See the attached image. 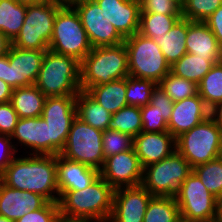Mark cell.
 Listing matches in <instances>:
<instances>
[{
  "mask_svg": "<svg viewBox=\"0 0 222 222\" xmlns=\"http://www.w3.org/2000/svg\"><path fill=\"white\" fill-rule=\"evenodd\" d=\"M0 180L11 188L39 194L48 202H58L60 197L57 155L16 156L5 168Z\"/></svg>",
  "mask_w": 222,
  "mask_h": 222,
  "instance_id": "cell-1",
  "label": "cell"
},
{
  "mask_svg": "<svg viewBox=\"0 0 222 222\" xmlns=\"http://www.w3.org/2000/svg\"><path fill=\"white\" fill-rule=\"evenodd\" d=\"M114 191L101 176L84 189L65 191L58 200L60 217L108 222L113 209Z\"/></svg>",
  "mask_w": 222,
  "mask_h": 222,
  "instance_id": "cell-2",
  "label": "cell"
},
{
  "mask_svg": "<svg viewBox=\"0 0 222 222\" xmlns=\"http://www.w3.org/2000/svg\"><path fill=\"white\" fill-rule=\"evenodd\" d=\"M129 76L128 54L124 43L95 47L80 62V87L87 91Z\"/></svg>",
  "mask_w": 222,
  "mask_h": 222,
  "instance_id": "cell-3",
  "label": "cell"
},
{
  "mask_svg": "<svg viewBox=\"0 0 222 222\" xmlns=\"http://www.w3.org/2000/svg\"><path fill=\"white\" fill-rule=\"evenodd\" d=\"M34 85L46 97L77 95L81 91L80 62L48 49Z\"/></svg>",
  "mask_w": 222,
  "mask_h": 222,
  "instance_id": "cell-4",
  "label": "cell"
},
{
  "mask_svg": "<svg viewBox=\"0 0 222 222\" xmlns=\"http://www.w3.org/2000/svg\"><path fill=\"white\" fill-rule=\"evenodd\" d=\"M49 49L81 62L92 46L82 25L80 16L72 5H62L54 19Z\"/></svg>",
  "mask_w": 222,
  "mask_h": 222,
  "instance_id": "cell-5",
  "label": "cell"
},
{
  "mask_svg": "<svg viewBox=\"0 0 222 222\" xmlns=\"http://www.w3.org/2000/svg\"><path fill=\"white\" fill-rule=\"evenodd\" d=\"M176 150L193 169L221 156L222 131L209 116L176 138Z\"/></svg>",
  "mask_w": 222,
  "mask_h": 222,
  "instance_id": "cell-6",
  "label": "cell"
},
{
  "mask_svg": "<svg viewBox=\"0 0 222 222\" xmlns=\"http://www.w3.org/2000/svg\"><path fill=\"white\" fill-rule=\"evenodd\" d=\"M124 44L128 54L129 76L153 80L158 84L170 72L171 66L160 46L151 38L135 33L125 38Z\"/></svg>",
  "mask_w": 222,
  "mask_h": 222,
  "instance_id": "cell-7",
  "label": "cell"
},
{
  "mask_svg": "<svg viewBox=\"0 0 222 222\" xmlns=\"http://www.w3.org/2000/svg\"><path fill=\"white\" fill-rule=\"evenodd\" d=\"M62 5L58 1L27 4L24 23L19 34L12 41V46L47 51L53 32L54 19Z\"/></svg>",
  "mask_w": 222,
  "mask_h": 222,
  "instance_id": "cell-8",
  "label": "cell"
},
{
  "mask_svg": "<svg viewBox=\"0 0 222 222\" xmlns=\"http://www.w3.org/2000/svg\"><path fill=\"white\" fill-rule=\"evenodd\" d=\"M191 172L188 161L175 150L163 160L144 167L141 185L153 196L175 197Z\"/></svg>",
  "mask_w": 222,
  "mask_h": 222,
  "instance_id": "cell-9",
  "label": "cell"
},
{
  "mask_svg": "<svg viewBox=\"0 0 222 222\" xmlns=\"http://www.w3.org/2000/svg\"><path fill=\"white\" fill-rule=\"evenodd\" d=\"M103 131L75 118L60 155L100 170L104 164Z\"/></svg>",
  "mask_w": 222,
  "mask_h": 222,
  "instance_id": "cell-10",
  "label": "cell"
},
{
  "mask_svg": "<svg viewBox=\"0 0 222 222\" xmlns=\"http://www.w3.org/2000/svg\"><path fill=\"white\" fill-rule=\"evenodd\" d=\"M175 200L182 217L195 222L216 219L218 198L208 191L193 171L181 184Z\"/></svg>",
  "mask_w": 222,
  "mask_h": 222,
  "instance_id": "cell-11",
  "label": "cell"
},
{
  "mask_svg": "<svg viewBox=\"0 0 222 222\" xmlns=\"http://www.w3.org/2000/svg\"><path fill=\"white\" fill-rule=\"evenodd\" d=\"M41 117L49 126L50 155H58L76 118V95L47 97Z\"/></svg>",
  "mask_w": 222,
  "mask_h": 222,
  "instance_id": "cell-12",
  "label": "cell"
},
{
  "mask_svg": "<svg viewBox=\"0 0 222 222\" xmlns=\"http://www.w3.org/2000/svg\"><path fill=\"white\" fill-rule=\"evenodd\" d=\"M72 6L80 16L92 48L124 43L125 38L107 20L101 7L94 0H80Z\"/></svg>",
  "mask_w": 222,
  "mask_h": 222,
  "instance_id": "cell-13",
  "label": "cell"
},
{
  "mask_svg": "<svg viewBox=\"0 0 222 222\" xmlns=\"http://www.w3.org/2000/svg\"><path fill=\"white\" fill-rule=\"evenodd\" d=\"M45 51L10 47L6 54V83L13 89L35 84Z\"/></svg>",
  "mask_w": 222,
  "mask_h": 222,
  "instance_id": "cell-14",
  "label": "cell"
},
{
  "mask_svg": "<svg viewBox=\"0 0 222 222\" xmlns=\"http://www.w3.org/2000/svg\"><path fill=\"white\" fill-rule=\"evenodd\" d=\"M143 170L134 148L105 158L100 176L114 189L142 184Z\"/></svg>",
  "mask_w": 222,
  "mask_h": 222,
  "instance_id": "cell-15",
  "label": "cell"
},
{
  "mask_svg": "<svg viewBox=\"0 0 222 222\" xmlns=\"http://www.w3.org/2000/svg\"><path fill=\"white\" fill-rule=\"evenodd\" d=\"M152 197L153 195L142 185L116 188L112 214L108 222H143Z\"/></svg>",
  "mask_w": 222,
  "mask_h": 222,
  "instance_id": "cell-16",
  "label": "cell"
},
{
  "mask_svg": "<svg viewBox=\"0 0 222 222\" xmlns=\"http://www.w3.org/2000/svg\"><path fill=\"white\" fill-rule=\"evenodd\" d=\"M103 14L116 30L124 37L132 36L139 31V0H94Z\"/></svg>",
  "mask_w": 222,
  "mask_h": 222,
  "instance_id": "cell-17",
  "label": "cell"
},
{
  "mask_svg": "<svg viewBox=\"0 0 222 222\" xmlns=\"http://www.w3.org/2000/svg\"><path fill=\"white\" fill-rule=\"evenodd\" d=\"M210 116V109L199 94L173 103L168 132L176 139Z\"/></svg>",
  "mask_w": 222,
  "mask_h": 222,
  "instance_id": "cell-18",
  "label": "cell"
},
{
  "mask_svg": "<svg viewBox=\"0 0 222 222\" xmlns=\"http://www.w3.org/2000/svg\"><path fill=\"white\" fill-rule=\"evenodd\" d=\"M17 140L25 150L29 148V155H50V131L47 122L41 117L19 118L10 136ZM33 152V153H32Z\"/></svg>",
  "mask_w": 222,
  "mask_h": 222,
  "instance_id": "cell-19",
  "label": "cell"
},
{
  "mask_svg": "<svg viewBox=\"0 0 222 222\" xmlns=\"http://www.w3.org/2000/svg\"><path fill=\"white\" fill-rule=\"evenodd\" d=\"M133 148L142 167L159 162L176 150V139L168 132H141L133 138Z\"/></svg>",
  "mask_w": 222,
  "mask_h": 222,
  "instance_id": "cell-20",
  "label": "cell"
},
{
  "mask_svg": "<svg viewBox=\"0 0 222 222\" xmlns=\"http://www.w3.org/2000/svg\"><path fill=\"white\" fill-rule=\"evenodd\" d=\"M47 202L39 194L11 188L0 180V216L15 221L30 211L42 208Z\"/></svg>",
  "mask_w": 222,
  "mask_h": 222,
  "instance_id": "cell-21",
  "label": "cell"
},
{
  "mask_svg": "<svg viewBox=\"0 0 222 222\" xmlns=\"http://www.w3.org/2000/svg\"><path fill=\"white\" fill-rule=\"evenodd\" d=\"M100 176L99 170L86 164L57 155V184L59 195L65 191L81 190L88 187Z\"/></svg>",
  "mask_w": 222,
  "mask_h": 222,
  "instance_id": "cell-22",
  "label": "cell"
},
{
  "mask_svg": "<svg viewBox=\"0 0 222 222\" xmlns=\"http://www.w3.org/2000/svg\"><path fill=\"white\" fill-rule=\"evenodd\" d=\"M186 50L190 54L207 57L214 65L222 61V49L205 22L187 19Z\"/></svg>",
  "mask_w": 222,
  "mask_h": 222,
  "instance_id": "cell-23",
  "label": "cell"
},
{
  "mask_svg": "<svg viewBox=\"0 0 222 222\" xmlns=\"http://www.w3.org/2000/svg\"><path fill=\"white\" fill-rule=\"evenodd\" d=\"M186 36L187 19L180 18L169 32L163 36H159V38L153 37L152 40L160 46L166 61L172 66L187 53L185 42Z\"/></svg>",
  "mask_w": 222,
  "mask_h": 222,
  "instance_id": "cell-24",
  "label": "cell"
},
{
  "mask_svg": "<svg viewBox=\"0 0 222 222\" xmlns=\"http://www.w3.org/2000/svg\"><path fill=\"white\" fill-rule=\"evenodd\" d=\"M46 96L34 85L13 89L11 103L18 118H34L42 114Z\"/></svg>",
  "mask_w": 222,
  "mask_h": 222,
  "instance_id": "cell-25",
  "label": "cell"
},
{
  "mask_svg": "<svg viewBox=\"0 0 222 222\" xmlns=\"http://www.w3.org/2000/svg\"><path fill=\"white\" fill-rule=\"evenodd\" d=\"M99 105L112 114L128 106L126 99V78L104 85H94L86 91Z\"/></svg>",
  "mask_w": 222,
  "mask_h": 222,
  "instance_id": "cell-26",
  "label": "cell"
},
{
  "mask_svg": "<svg viewBox=\"0 0 222 222\" xmlns=\"http://www.w3.org/2000/svg\"><path fill=\"white\" fill-rule=\"evenodd\" d=\"M112 113L99 105L86 91L76 95V117L95 129L105 131L108 128Z\"/></svg>",
  "mask_w": 222,
  "mask_h": 222,
  "instance_id": "cell-27",
  "label": "cell"
},
{
  "mask_svg": "<svg viewBox=\"0 0 222 222\" xmlns=\"http://www.w3.org/2000/svg\"><path fill=\"white\" fill-rule=\"evenodd\" d=\"M27 4L17 0H0V31L13 41L24 23Z\"/></svg>",
  "mask_w": 222,
  "mask_h": 222,
  "instance_id": "cell-28",
  "label": "cell"
},
{
  "mask_svg": "<svg viewBox=\"0 0 222 222\" xmlns=\"http://www.w3.org/2000/svg\"><path fill=\"white\" fill-rule=\"evenodd\" d=\"M213 66L214 64L207 60V57H200L187 52L171 66L170 72L198 85Z\"/></svg>",
  "mask_w": 222,
  "mask_h": 222,
  "instance_id": "cell-29",
  "label": "cell"
},
{
  "mask_svg": "<svg viewBox=\"0 0 222 222\" xmlns=\"http://www.w3.org/2000/svg\"><path fill=\"white\" fill-rule=\"evenodd\" d=\"M180 210L175 197L153 196L148 203L143 222H176Z\"/></svg>",
  "mask_w": 222,
  "mask_h": 222,
  "instance_id": "cell-30",
  "label": "cell"
},
{
  "mask_svg": "<svg viewBox=\"0 0 222 222\" xmlns=\"http://www.w3.org/2000/svg\"><path fill=\"white\" fill-rule=\"evenodd\" d=\"M142 128L141 107L128 105L112 114L107 129L117 130L134 138L142 132Z\"/></svg>",
  "mask_w": 222,
  "mask_h": 222,
  "instance_id": "cell-31",
  "label": "cell"
},
{
  "mask_svg": "<svg viewBox=\"0 0 222 222\" xmlns=\"http://www.w3.org/2000/svg\"><path fill=\"white\" fill-rule=\"evenodd\" d=\"M198 94L209 109L222 102V61L202 78L198 84Z\"/></svg>",
  "mask_w": 222,
  "mask_h": 222,
  "instance_id": "cell-32",
  "label": "cell"
},
{
  "mask_svg": "<svg viewBox=\"0 0 222 222\" xmlns=\"http://www.w3.org/2000/svg\"><path fill=\"white\" fill-rule=\"evenodd\" d=\"M182 18V15H164L157 13H140L139 31L142 36L153 38L163 36L173 25Z\"/></svg>",
  "mask_w": 222,
  "mask_h": 222,
  "instance_id": "cell-33",
  "label": "cell"
},
{
  "mask_svg": "<svg viewBox=\"0 0 222 222\" xmlns=\"http://www.w3.org/2000/svg\"><path fill=\"white\" fill-rule=\"evenodd\" d=\"M192 171L216 198L222 197V156L196 166Z\"/></svg>",
  "mask_w": 222,
  "mask_h": 222,
  "instance_id": "cell-34",
  "label": "cell"
},
{
  "mask_svg": "<svg viewBox=\"0 0 222 222\" xmlns=\"http://www.w3.org/2000/svg\"><path fill=\"white\" fill-rule=\"evenodd\" d=\"M158 85L173 102L198 94V85L196 83L183 77L175 76L171 72L164 76Z\"/></svg>",
  "mask_w": 222,
  "mask_h": 222,
  "instance_id": "cell-35",
  "label": "cell"
},
{
  "mask_svg": "<svg viewBox=\"0 0 222 222\" xmlns=\"http://www.w3.org/2000/svg\"><path fill=\"white\" fill-rule=\"evenodd\" d=\"M156 83L149 79L126 77V99L129 106L143 107L150 103Z\"/></svg>",
  "mask_w": 222,
  "mask_h": 222,
  "instance_id": "cell-36",
  "label": "cell"
},
{
  "mask_svg": "<svg viewBox=\"0 0 222 222\" xmlns=\"http://www.w3.org/2000/svg\"><path fill=\"white\" fill-rule=\"evenodd\" d=\"M182 18L204 22L218 7L222 0H181Z\"/></svg>",
  "mask_w": 222,
  "mask_h": 222,
  "instance_id": "cell-37",
  "label": "cell"
},
{
  "mask_svg": "<svg viewBox=\"0 0 222 222\" xmlns=\"http://www.w3.org/2000/svg\"><path fill=\"white\" fill-rule=\"evenodd\" d=\"M104 158L130 150L133 147V138L117 130H105L102 135Z\"/></svg>",
  "mask_w": 222,
  "mask_h": 222,
  "instance_id": "cell-38",
  "label": "cell"
},
{
  "mask_svg": "<svg viewBox=\"0 0 222 222\" xmlns=\"http://www.w3.org/2000/svg\"><path fill=\"white\" fill-rule=\"evenodd\" d=\"M141 13L182 15L181 0H139Z\"/></svg>",
  "mask_w": 222,
  "mask_h": 222,
  "instance_id": "cell-39",
  "label": "cell"
},
{
  "mask_svg": "<svg viewBox=\"0 0 222 222\" xmlns=\"http://www.w3.org/2000/svg\"><path fill=\"white\" fill-rule=\"evenodd\" d=\"M161 111L150 103L141 107L142 132H166L168 123L161 115Z\"/></svg>",
  "mask_w": 222,
  "mask_h": 222,
  "instance_id": "cell-40",
  "label": "cell"
},
{
  "mask_svg": "<svg viewBox=\"0 0 222 222\" xmlns=\"http://www.w3.org/2000/svg\"><path fill=\"white\" fill-rule=\"evenodd\" d=\"M59 218L58 202H47L42 208L28 212L14 222H58Z\"/></svg>",
  "mask_w": 222,
  "mask_h": 222,
  "instance_id": "cell-41",
  "label": "cell"
},
{
  "mask_svg": "<svg viewBox=\"0 0 222 222\" xmlns=\"http://www.w3.org/2000/svg\"><path fill=\"white\" fill-rule=\"evenodd\" d=\"M11 101L0 103V134L11 136L18 121Z\"/></svg>",
  "mask_w": 222,
  "mask_h": 222,
  "instance_id": "cell-42",
  "label": "cell"
},
{
  "mask_svg": "<svg viewBox=\"0 0 222 222\" xmlns=\"http://www.w3.org/2000/svg\"><path fill=\"white\" fill-rule=\"evenodd\" d=\"M173 103L174 102L170 99V97L157 84L156 87L152 90L150 104L157 107V109L161 111V115L167 123L171 117Z\"/></svg>",
  "mask_w": 222,
  "mask_h": 222,
  "instance_id": "cell-43",
  "label": "cell"
},
{
  "mask_svg": "<svg viewBox=\"0 0 222 222\" xmlns=\"http://www.w3.org/2000/svg\"><path fill=\"white\" fill-rule=\"evenodd\" d=\"M15 144V141L12 142L10 136L0 134V176L4 173L5 168L16 157L15 155L18 151V145Z\"/></svg>",
  "mask_w": 222,
  "mask_h": 222,
  "instance_id": "cell-44",
  "label": "cell"
},
{
  "mask_svg": "<svg viewBox=\"0 0 222 222\" xmlns=\"http://www.w3.org/2000/svg\"><path fill=\"white\" fill-rule=\"evenodd\" d=\"M204 22L215 35L218 45L222 49V5L218 7Z\"/></svg>",
  "mask_w": 222,
  "mask_h": 222,
  "instance_id": "cell-45",
  "label": "cell"
},
{
  "mask_svg": "<svg viewBox=\"0 0 222 222\" xmlns=\"http://www.w3.org/2000/svg\"><path fill=\"white\" fill-rule=\"evenodd\" d=\"M13 88L5 81L0 79V103L11 101Z\"/></svg>",
  "mask_w": 222,
  "mask_h": 222,
  "instance_id": "cell-46",
  "label": "cell"
},
{
  "mask_svg": "<svg viewBox=\"0 0 222 222\" xmlns=\"http://www.w3.org/2000/svg\"><path fill=\"white\" fill-rule=\"evenodd\" d=\"M210 117L222 131V102L210 109Z\"/></svg>",
  "mask_w": 222,
  "mask_h": 222,
  "instance_id": "cell-47",
  "label": "cell"
},
{
  "mask_svg": "<svg viewBox=\"0 0 222 222\" xmlns=\"http://www.w3.org/2000/svg\"><path fill=\"white\" fill-rule=\"evenodd\" d=\"M12 45V41H10L4 33L0 31V57L7 54L8 50Z\"/></svg>",
  "mask_w": 222,
  "mask_h": 222,
  "instance_id": "cell-48",
  "label": "cell"
},
{
  "mask_svg": "<svg viewBox=\"0 0 222 222\" xmlns=\"http://www.w3.org/2000/svg\"><path fill=\"white\" fill-rule=\"evenodd\" d=\"M0 79L6 82V55L0 57Z\"/></svg>",
  "mask_w": 222,
  "mask_h": 222,
  "instance_id": "cell-49",
  "label": "cell"
},
{
  "mask_svg": "<svg viewBox=\"0 0 222 222\" xmlns=\"http://www.w3.org/2000/svg\"><path fill=\"white\" fill-rule=\"evenodd\" d=\"M217 222H222V197L218 199L216 219Z\"/></svg>",
  "mask_w": 222,
  "mask_h": 222,
  "instance_id": "cell-50",
  "label": "cell"
},
{
  "mask_svg": "<svg viewBox=\"0 0 222 222\" xmlns=\"http://www.w3.org/2000/svg\"><path fill=\"white\" fill-rule=\"evenodd\" d=\"M17 1L24 4H40V3L56 1V0H17Z\"/></svg>",
  "mask_w": 222,
  "mask_h": 222,
  "instance_id": "cell-51",
  "label": "cell"
},
{
  "mask_svg": "<svg viewBox=\"0 0 222 222\" xmlns=\"http://www.w3.org/2000/svg\"><path fill=\"white\" fill-rule=\"evenodd\" d=\"M58 222H95L91 220H78V219H66L63 217H60Z\"/></svg>",
  "mask_w": 222,
  "mask_h": 222,
  "instance_id": "cell-52",
  "label": "cell"
},
{
  "mask_svg": "<svg viewBox=\"0 0 222 222\" xmlns=\"http://www.w3.org/2000/svg\"><path fill=\"white\" fill-rule=\"evenodd\" d=\"M60 3H62L63 5H72L73 3L80 1V0H56Z\"/></svg>",
  "mask_w": 222,
  "mask_h": 222,
  "instance_id": "cell-53",
  "label": "cell"
},
{
  "mask_svg": "<svg viewBox=\"0 0 222 222\" xmlns=\"http://www.w3.org/2000/svg\"><path fill=\"white\" fill-rule=\"evenodd\" d=\"M176 222H195V221H192V220H190V219H187V218H185V217L180 216V217L176 220Z\"/></svg>",
  "mask_w": 222,
  "mask_h": 222,
  "instance_id": "cell-54",
  "label": "cell"
},
{
  "mask_svg": "<svg viewBox=\"0 0 222 222\" xmlns=\"http://www.w3.org/2000/svg\"><path fill=\"white\" fill-rule=\"evenodd\" d=\"M0 222H14L6 217L0 216Z\"/></svg>",
  "mask_w": 222,
  "mask_h": 222,
  "instance_id": "cell-55",
  "label": "cell"
},
{
  "mask_svg": "<svg viewBox=\"0 0 222 222\" xmlns=\"http://www.w3.org/2000/svg\"><path fill=\"white\" fill-rule=\"evenodd\" d=\"M206 222H217L216 220L206 221Z\"/></svg>",
  "mask_w": 222,
  "mask_h": 222,
  "instance_id": "cell-56",
  "label": "cell"
}]
</instances>
